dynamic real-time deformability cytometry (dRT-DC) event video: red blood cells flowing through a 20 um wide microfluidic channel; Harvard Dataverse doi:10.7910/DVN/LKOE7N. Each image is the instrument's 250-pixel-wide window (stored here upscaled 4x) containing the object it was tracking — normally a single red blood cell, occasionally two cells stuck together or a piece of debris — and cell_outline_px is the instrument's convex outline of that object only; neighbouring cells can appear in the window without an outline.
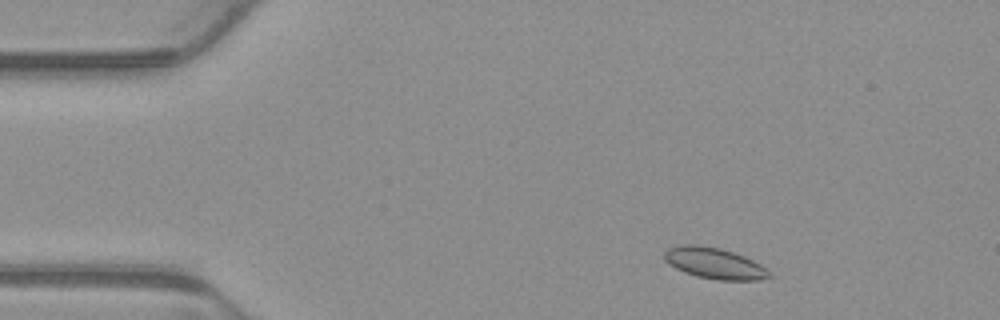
{"species": "common noctule bat (a hibernating species)", "species_latin": "Nyctalus noctula", "temperature_condition": "warm", "stored_images_in_passage": 4, "camera_frame_rate_fps": 3000, "um_per_image_px": 0.085, "animal": {"sex": "male", "body_mass_g": 23.1, "forearm_length_mm": 52.7}, "frame": {"image": 1, "passage_image": 2, "time_ms": 0.333, "image_size_px": [1000, 320], "cell_outline_px": [[772, 276], [756, 280], [716, 280], [696, 276], [684, 272], [668, 264], [664, 260], [664, 252], [668, 248], [680, 244], [696, 244], [720, 248], [744, 256], [760, 264]], "centroid_in_image_um": [60.66, 22.37], "position_along_channel_um": 24.3, "area_um2": 18.96}}
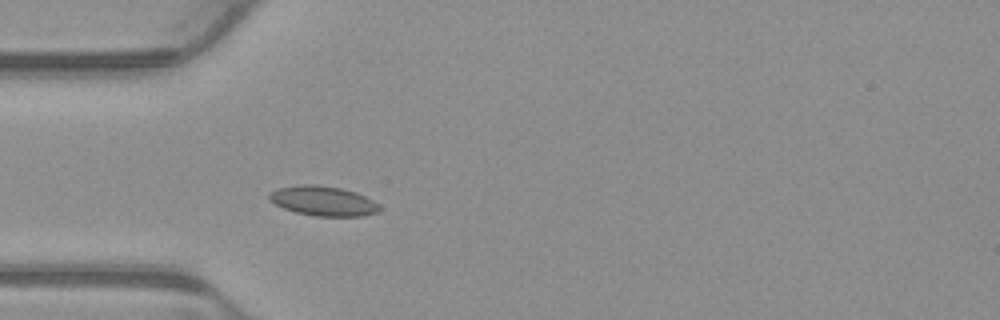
{"frame": {"image": 2, "passage_image": 4, "time_ms": 1.0, "image_size_px": [1000, 320], "cell_outline_px": [[380, 208], [376, 212], [364, 216], [316, 216], [296, 212], [284, 208], [276, 204], [268, 196], [268, 192], [280, 188], [300, 184], [316, 184], [340, 188], [356, 192], [372, 200]], "centroid_in_image_um": [27.45, 17.07], "position_along_channel_um": 57.5, "area_um2": 18.84}}